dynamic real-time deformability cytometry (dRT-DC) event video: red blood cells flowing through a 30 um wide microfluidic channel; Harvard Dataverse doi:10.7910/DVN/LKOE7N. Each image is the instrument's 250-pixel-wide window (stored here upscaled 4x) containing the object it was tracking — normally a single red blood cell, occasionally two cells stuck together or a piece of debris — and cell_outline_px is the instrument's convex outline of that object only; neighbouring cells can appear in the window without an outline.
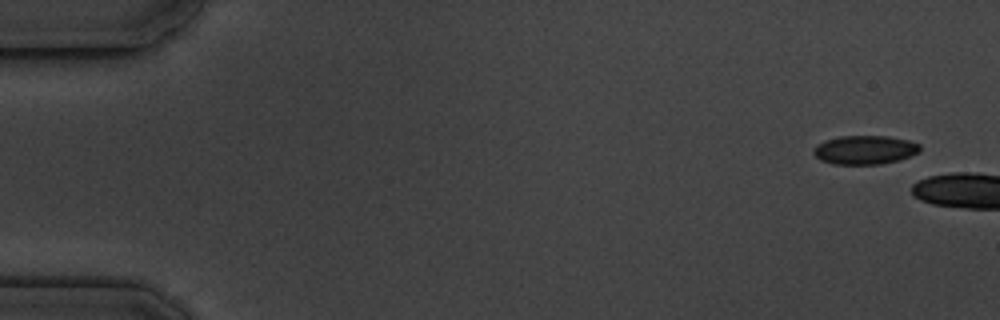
{"species": "common noctule bat (a hibernating species)", "species_latin": "Nyctalus noctula", "temperature_condition": "cold", "stored_images_in_passage": 3, "camera_frame_rate_fps": 3000, "um_per_image_px": 0.085, "animal": {"sex": "male", "body_mass_g": 19.5, "forearm_length_mm": 54.6}, "frame": {"image": 1, "passage_image": 1, "time_ms": 0.0, "image_size_px": [1000, 320], "cell_outline_px": [[920, 152], [896, 160], [880, 164], [832, 164], [820, 160], [812, 152], [812, 148], [816, 144], [824, 140], [840, 136], [888, 136], [908, 140], [920, 144]], "centroid_in_image_um": [73.46, 12.73], "position_along_channel_um": 11.5, "area_um2": 17.92}}